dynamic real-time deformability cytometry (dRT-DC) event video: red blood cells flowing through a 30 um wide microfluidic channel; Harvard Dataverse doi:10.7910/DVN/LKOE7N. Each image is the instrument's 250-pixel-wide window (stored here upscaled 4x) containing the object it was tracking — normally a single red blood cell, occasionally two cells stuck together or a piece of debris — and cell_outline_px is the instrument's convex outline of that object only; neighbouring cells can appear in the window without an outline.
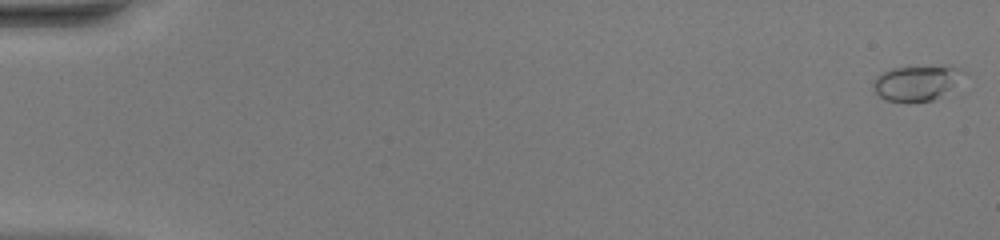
{"species": "common noctule bat (a hibernating species)", "species_latin": "Nyctalus noctula", "temperature_condition": "warm", "stored_images_in_passage": 51, "camera_frame_rate_fps": 3000, "um_per_image_px": 0.085, "animal": {"sex": "female", "body_mass_g": 20.0, "forearm_length_mm": 54.0}, "frame": {"image": 1, "passage_image": 1, "time_ms": 0.0, "image_size_px": [1000, 240], "cell_outline_px": [[960, 72], [952, 84], [948, 88], [932, 100], [908, 104], [884, 100], [872, 88], [872, 84], [876, 76], [892, 68], [940, 64], [960, 68]], "centroid_in_image_um": [77.75, 7.05], "position_along_channel_um": 7.2, "area_um2": 18.32}}
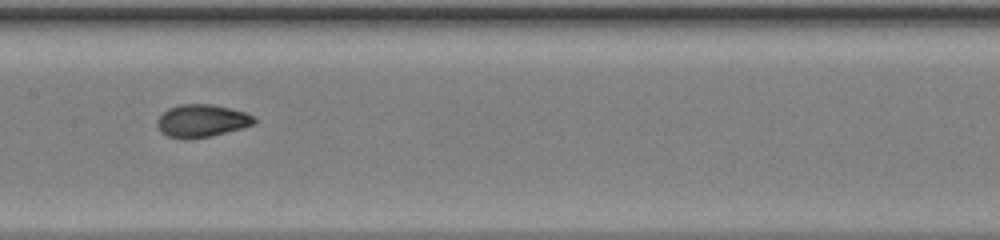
{"frame": {"image": 2, "passage_image": 27, "time_ms": 8.667, "image_size_px": [1000, 240], "cell_outline_px": [[256, 124], [244, 128], [212, 136], [188, 140], [168, 136], [160, 132], [156, 124], [156, 120], [168, 108], [180, 104], [212, 104], [244, 112], [252, 116], [256, 120]], "centroid_in_image_um": [17.14, 10.28], "position_along_channel_um": 190.3, "area_um2": 18.67}}
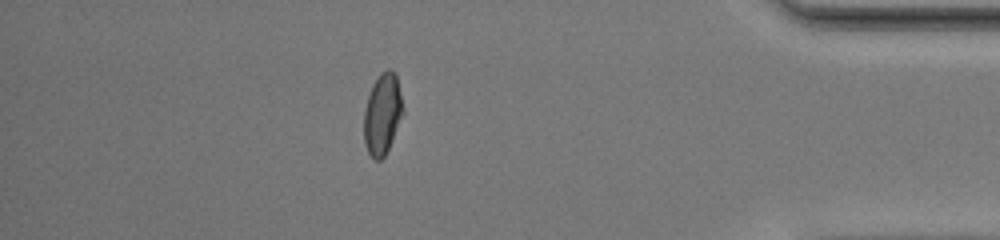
{"frame": {"image": 3, "passage_image": 45, "time_ms": 14.667, "image_size_px": [1000, 240], "cell_outline_px": [[404, 112], [388, 148], [384, 156], [380, 160], [372, 160], [364, 144], [364, 108], [372, 84], [380, 72], [388, 68], [392, 68], [396, 72]], "centroid_in_image_um": [32.49, 9.66], "position_along_channel_um": 402.7, "area_um2": 18.61}, "authors_computed_cell_mechanics": {"area_um2": 18.2648, "velocity_mm_per_s": 4.1444, "shape_relaxation_time_tau1_ms": 4.4466, "shape_relaxation_time_tau2_ms": 0.6915, "deformation_change_tau1": 0.1834, "deformation_change_tau2": 0.0335}}